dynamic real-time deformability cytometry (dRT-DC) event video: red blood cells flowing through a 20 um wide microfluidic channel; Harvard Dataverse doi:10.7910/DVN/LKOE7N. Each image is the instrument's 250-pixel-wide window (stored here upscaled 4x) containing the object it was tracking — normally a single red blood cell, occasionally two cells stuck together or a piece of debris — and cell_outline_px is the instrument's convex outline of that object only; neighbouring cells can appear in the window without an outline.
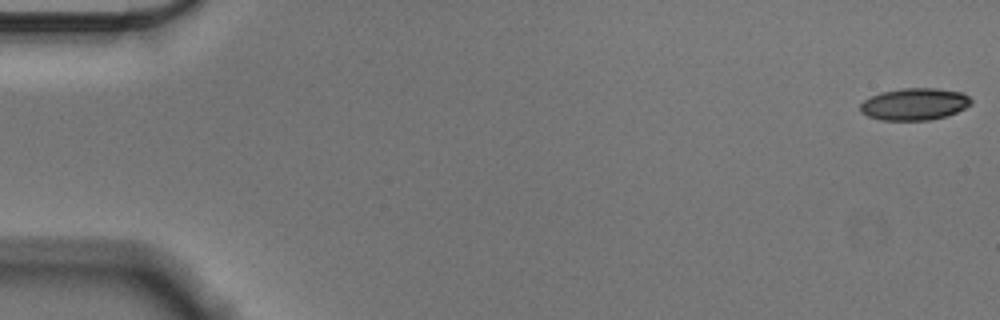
{"species": "Egyptian fruit bat (a non-hibernating species)", "species_latin": "Rousettus aegyptiacus", "temperature_condition": "cold", "stored_images_in_passage": 22, "camera_frame_rate_fps": 3000, "um_per_image_px": 0.085, "animal": {"sex": "male"}, "frame": {"image": 1, "passage_image": 1, "time_ms": 0.0, "image_size_px": [1000, 320], "cell_outline_px": [[972, 104], [956, 112], [944, 116], [928, 120], [880, 120], [868, 116], [860, 112], [860, 104], [864, 100], [880, 92], [904, 88], [936, 88], [964, 92], [972, 100]], "centroid_in_image_um": [77.73, 8.84], "position_along_channel_um": 7.3, "area_um2": 20.69}}
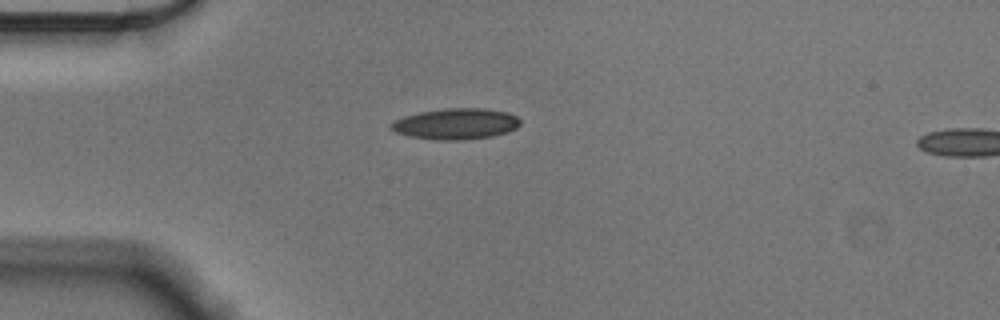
{"frame": {"image": 2, "passage_image": 15, "time_ms": 4.667, "image_size_px": [1000, 320], "cell_outline_px": [[520, 124], [516, 128], [508, 132], [492, 136], [464, 140], [436, 140], [408, 136], [396, 132], [388, 124], [392, 120], [404, 116], [420, 112], [444, 108], [484, 108], [508, 112], [516, 116], [520, 120]], "centroid_in_image_um": [38.74, 10.52], "position_along_channel_um": 46.3, "area_um2": 23.52}}
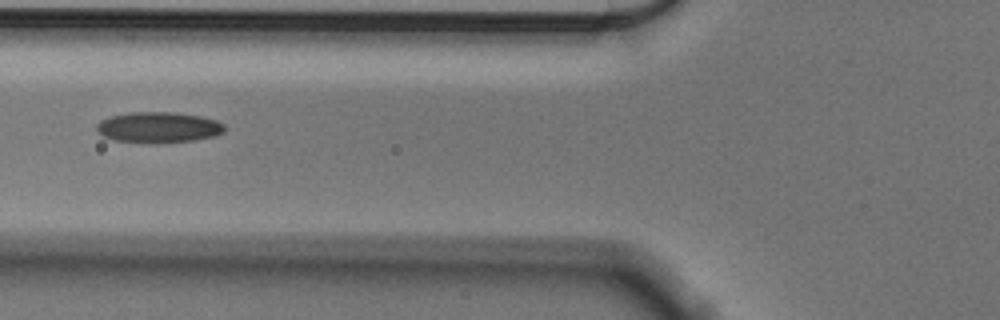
{"frame": {"image": 3, "passage_image": 22, "time_ms": 7.0, "image_size_px": [1000, 320], "cell_outline_px": [[224, 132], [216, 136], [192, 140], [112, 140], [96, 132], [96, 124], [100, 120], [112, 116], [128, 112], [176, 112], [200, 116], [216, 120], [224, 124]], "centroid_in_image_um": [13.47, 10.77], "position_along_channel_um": 112.3, "area_um2": 22.08}}